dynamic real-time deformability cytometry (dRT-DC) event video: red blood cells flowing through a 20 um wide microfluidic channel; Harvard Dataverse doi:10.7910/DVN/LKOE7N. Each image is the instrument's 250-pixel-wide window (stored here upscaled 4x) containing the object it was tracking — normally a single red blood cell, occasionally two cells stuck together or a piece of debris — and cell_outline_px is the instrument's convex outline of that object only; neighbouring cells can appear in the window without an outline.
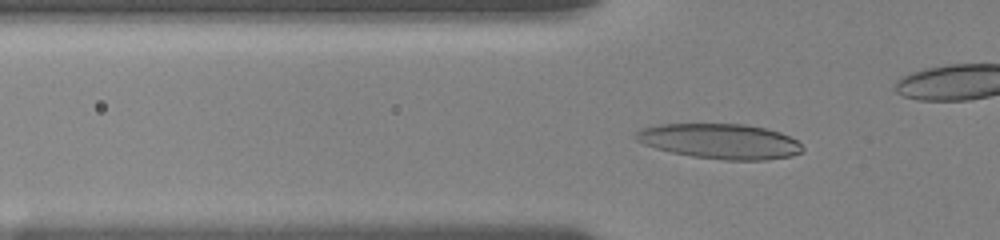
{"species": "human", "species_latin": "Homo sapiens", "temperature_condition": "room temperature", "stored_images_in_passage": 83, "camera_frame_rate_fps": 3000, "um_per_image_px": 0.085, "donor": {"sex": "female"}, "frame": {"image": 1, "passage_image": 35, "time_ms": 6.0, "image_size_px": [1000, 240], "cell_outline_px": [[804, 148], [800, 152], [792, 156], [768, 160], [724, 160], [692, 156], [672, 152], [656, 148], [644, 144], [636, 140], [636, 132], [644, 128], [660, 124], [748, 124], [780, 132], [796, 140]], "centroid_in_image_um": [61.23, 12.01], "position_along_channel_um": 64.6, "area_um2": 33.93}}
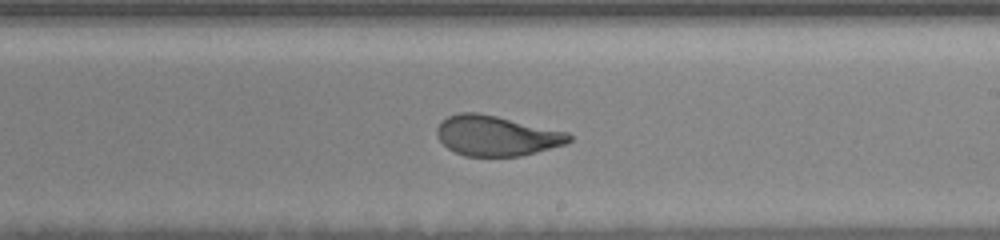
{"frame": {"image": 2, "passage_image": 60, "time_ms": 11.0, "image_size_px": [1000, 240], "cell_outline_px": [[572, 140], [564, 144], [536, 152], [520, 156], [464, 156], [448, 148], [436, 136], [436, 128], [448, 116], [460, 112], [476, 112], [496, 116], [568, 132], [572, 136]], "centroid_in_image_um": [42.19, 11.54], "position_along_channel_um": 246.8, "area_um2": 30.69}}
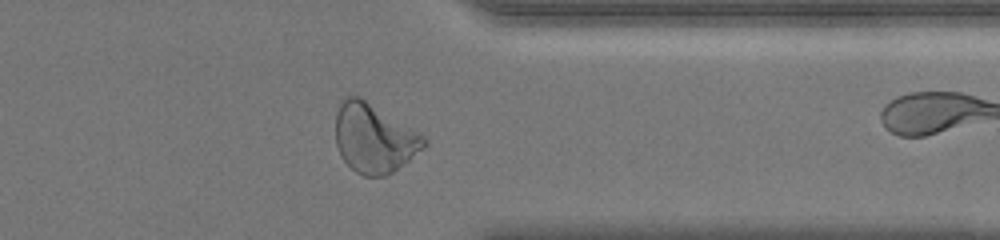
{"frame": {"image": 3, "passage_image": 82, "time_ms": 14.667, "image_size_px": [1000, 240], "cell_outline_px": [[428, 144], [408, 160], [392, 172], [384, 176], [364, 176], [356, 172], [340, 156], [336, 144], [336, 112], [344, 96], [360, 96], [420, 132], [428, 140]], "centroid_in_image_um": [31.79, 11.73], "position_along_channel_um": 379.6, "area_um2": 35.6}}